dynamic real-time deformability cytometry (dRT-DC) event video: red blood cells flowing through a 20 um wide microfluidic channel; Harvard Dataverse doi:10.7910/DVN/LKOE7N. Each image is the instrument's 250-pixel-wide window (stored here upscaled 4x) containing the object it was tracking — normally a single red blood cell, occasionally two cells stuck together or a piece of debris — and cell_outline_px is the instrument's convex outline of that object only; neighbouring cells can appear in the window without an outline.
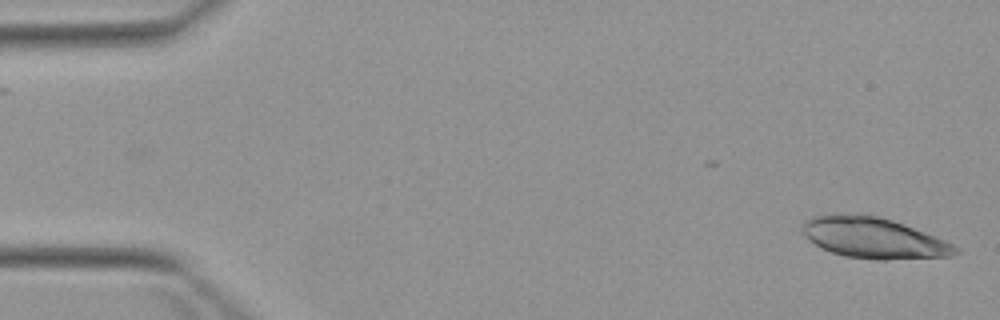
{"species": "Egyptian fruit bat (a non-hibernating species)", "species_latin": "Rousettus aegyptiacus", "temperature_condition": "warm", "stored_images_in_passage": 5, "camera_frame_rate_fps": 3000, "um_per_image_px": 0.085, "animal": {"sex": "female"}, "frame": {"image": 1, "passage_image": 1, "time_ms": 0.0, "image_size_px": [1000, 320], "cell_outline_px": [[960, 252], [956, 256], [884, 260], [876, 260], [844, 256], [832, 252], [808, 240], [804, 236], [800, 228], [804, 220], [812, 216], [832, 212], [876, 216], [892, 220], [904, 224], [936, 236], [960, 248]], "centroid_in_image_um": [74.24, 20.21], "position_along_channel_um": 10.8, "area_um2": 36.88}}